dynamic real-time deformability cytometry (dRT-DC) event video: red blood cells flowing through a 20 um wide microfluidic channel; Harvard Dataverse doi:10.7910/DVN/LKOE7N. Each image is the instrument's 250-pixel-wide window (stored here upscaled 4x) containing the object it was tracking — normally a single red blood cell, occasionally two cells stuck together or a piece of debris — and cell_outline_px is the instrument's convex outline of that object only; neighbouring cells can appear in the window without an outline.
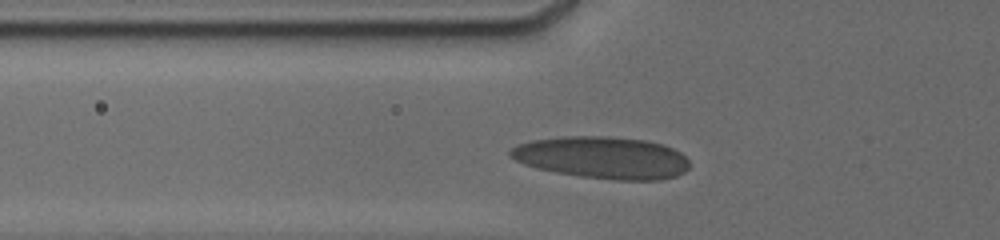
{"species": "human", "species_latin": "Homo sapiens", "temperature_condition": "cold", "stored_images_in_passage": 35, "camera_frame_rate_fps": 3000, "um_per_image_px": 0.085, "donor": {"sex": "male"}, "frame": {"image": 1, "passage_image": 2, "time_ms": 0.333, "image_size_px": [1000, 240], "cell_outline_px": [[688, 168], [684, 172], [676, 176], [660, 180], [616, 180], [580, 176], [556, 172], [536, 168], [524, 164], [508, 156], [508, 152], [512, 148], [520, 144], [532, 140], [564, 136], [608, 136], [644, 140], [664, 144], [680, 152], [688, 160]], "centroid_in_image_um": [51.2, 13.39], "position_along_channel_um": 74.6, "area_um2": 43.93}}
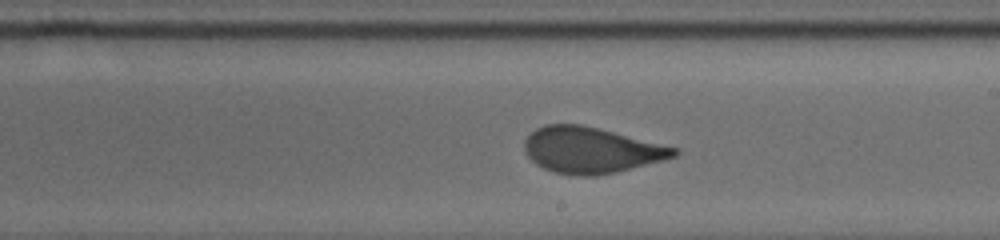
{"frame": {"image": 2, "passage_image": 25, "time_ms": 4.667, "image_size_px": [1000, 240], "cell_outline_px": [[680, 152], [676, 156], [664, 160], [616, 172], [596, 176], [580, 176], [552, 172], [536, 164], [524, 152], [524, 140], [536, 128], [544, 124], [580, 124], [680, 148]], "centroid_in_image_um": [50.24, 12.76], "position_along_channel_um": 238.8, "area_um2": 40.11}}
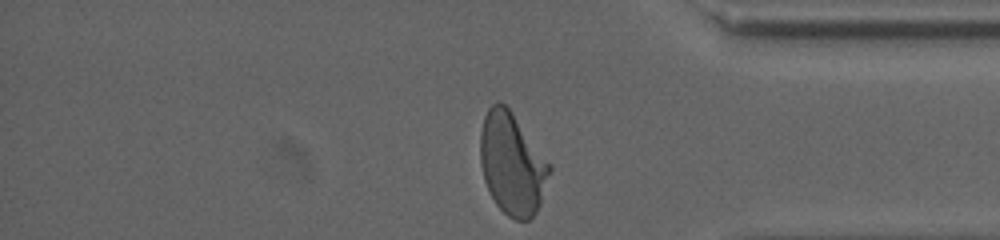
{"frame": {"image": 3, "passage_image": 35, "time_ms": 9.0, "image_size_px": [1000, 240], "cell_outline_px": [[552, 168], [540, 204], [536, 212], [528, 220], [516, 220], [508, 216], [496, 204], [484, 180], [480, 160], [480, 132], [484, 116], [488, 108], [496, 100], [500, 100], [512, 112], [552, 164]], "centroid_in_image_um": [43.54, 13.9], "position_along_channel_um": 391.7, "area_um2": 41.27}, "authors_computed_cell_mechanics": {"area_um2": 40.5756, "velocity_mm_per_s": 3.8095, "shape_relaxation_time_tau1_ms": 6.1508, "shape_relaxation_time_tau2_ms": null, "deformation_change_tau1": 0.179, "deformation_change_tau2": null}}